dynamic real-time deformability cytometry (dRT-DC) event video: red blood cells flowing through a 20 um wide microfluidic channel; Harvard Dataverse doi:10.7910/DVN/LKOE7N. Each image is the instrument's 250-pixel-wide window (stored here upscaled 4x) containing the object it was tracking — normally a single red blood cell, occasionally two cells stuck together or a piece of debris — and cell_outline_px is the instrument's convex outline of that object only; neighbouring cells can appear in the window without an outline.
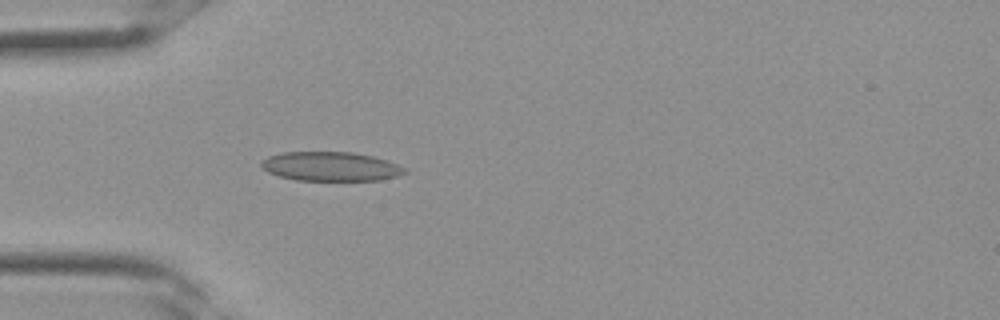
{"species": "Egyptian fruit bat (a non-hibernating species)", "species_latin": "Rousettus aegyptiacus", "temperature_condition": "room temperature", "stored_images_in_passage": 34, "camera_frame_rate_fps": 3000, "um_per_image_px": 0.085, "frame": {"image": 1, "passage_image": 10, "time_ms": 3.0, "image_size_px": [1000, 320], "cell_outline_px": [[408, 172], [396, 176], [380, 180], [296, 180], [280, 176], [268, 172], [260, 168], [260, 160], [268, 156], [284, 152], [352, 152], [372, 156], [408, 168]], "centroid_in_image_um": [28.07, 14.14], "position_along_channel_um": 56.9, "area_um2": 24.39}}
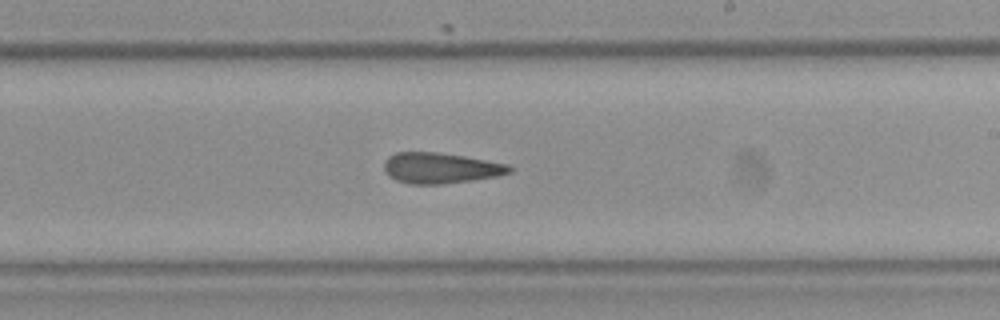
{"frame": {"image": 2, "passage_image": 20, "time_ms": 6.333, "image_size_px": [1000, 320], "cell_outline_px": [[512, 172], [500, 176], [444, 184], [408, 184], [396, 180], [388, 176], [384, 172], [384, 160], [388, 156], [396, 152], [436, 152], [464, 156], [508, 164], [512, 168]], "centroid_in_image_um": [37.42, 14.29], "position_along_channel_um": 251.6, "area_um2": 22.66}}
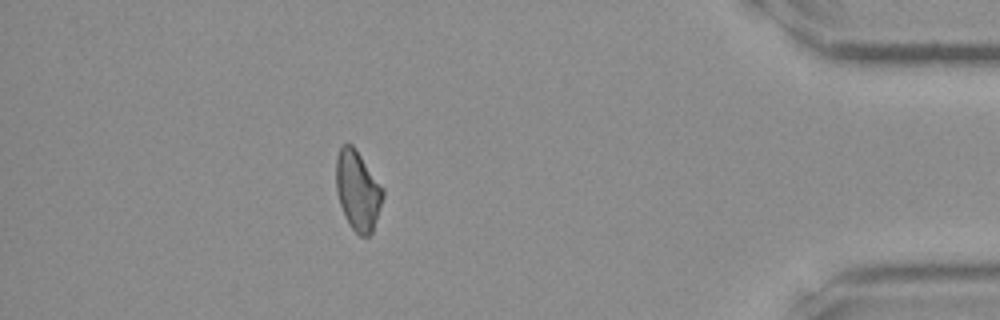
{"frame": {"image": 3, "passage_image": 30, "time_ms": 9.667, "image_size_px": [1000, 320], "cell_outline_px": [[384, 196], [372, 232], [368, 236], [360, 236], [348, 224], [344, 216], [336, 192], [336, 156], [340, 148], [344, 144], [352, 144], [384, 188]], "centroid_in_image_um": [30.4, 16.2], "position_along_channel_um": 404.8, "area_um2": 21.73}}